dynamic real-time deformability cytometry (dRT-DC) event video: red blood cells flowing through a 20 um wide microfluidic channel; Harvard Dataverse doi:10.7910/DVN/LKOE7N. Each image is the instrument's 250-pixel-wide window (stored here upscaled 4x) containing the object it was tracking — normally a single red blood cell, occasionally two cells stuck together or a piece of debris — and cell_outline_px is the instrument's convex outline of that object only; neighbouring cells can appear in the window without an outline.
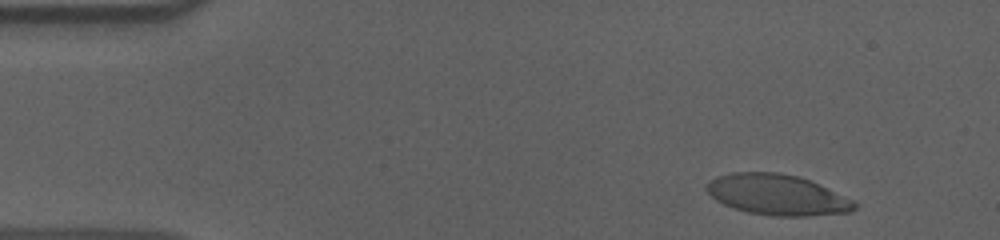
{"species": "human", "species_latin": "Homo sapiens", "temperature_condition": "cold", "stored_images_in_passage": 46, "camera_frame_rate_fps": 3000, "um_per_image_px": 0.085, "donor": {"sex": "male"}, "frame": {"image": 1, "passage_image": 4, "time_ms": 1.0, "image_size_px": [1000, 240], "cell_outline_px": [[860, 204], [852, 212], [808, 216], [772, 216], [748, 212], [732, 208], [716, 200], [704, 188], [708, 180], [716, 176], [732, 172], [776, 172], [796, 176], [808, 180], [856, 200]], "centroid_in_image_um": [66.07, 16.56], "position_along_channel_um": 18.9, "area_um2": 35.32}}
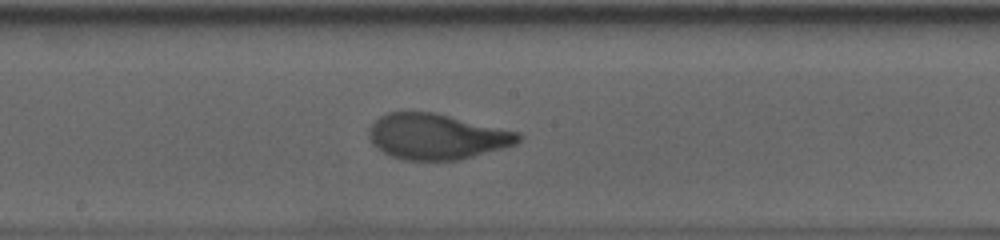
{"frame": {"image": 2, "passage_image": 28, "time_ms": 9.0, "image_size_px": [1000, 240], "cell_outline_px": [[524, 136], [516, 144], [504, 148], [460, 160], [404, 160], [392, 156], [376, 148], [372, 144], [368, 136], [368, 128], [380, 116], [388, 112], [432, 112], [520, 132]], "centroid_in_image_um": [37.12, 11.61], "position_along_channel_um": 211.1, "area_um2": 39.77}}
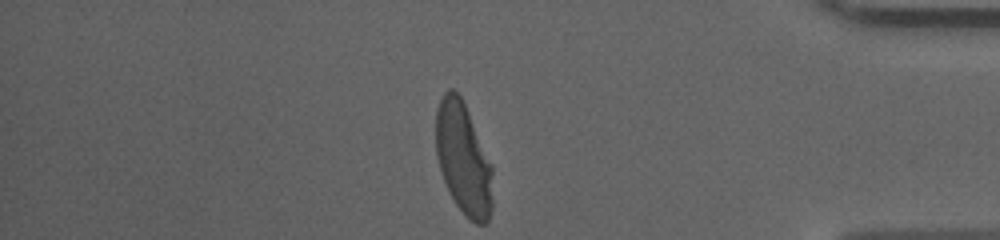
{"frame": {"image": 3, "passage_image": 46, "time_ms": 15.0, "image_size_px": [1000, 240], "cell_outline_px": [[492, 208], [488, 220], [484, 224], [476, 224], [468, 220], [456, 204], [448, 192], [440, 172], [436, 156], [436, 108], [444, 92], [448, 88], [452, 88], [460, 96], [468, 112], [492, 164]], "centroid_in_image_um": [39.37, 13.52], "position_along_channel_um": 395.8, "area_um2": 37.28}, "authors_computed_cell_mechanics": {"area_um2": 38.7549, "velocity_mm_per_s": 3.6048, "shape_relaxation_time_tau1_ms": 4.9323, "shape_relaxation_time_tau2_ms": null, "deformation_change_tau1": 0.2239, "deformation_change_tau2": null}}